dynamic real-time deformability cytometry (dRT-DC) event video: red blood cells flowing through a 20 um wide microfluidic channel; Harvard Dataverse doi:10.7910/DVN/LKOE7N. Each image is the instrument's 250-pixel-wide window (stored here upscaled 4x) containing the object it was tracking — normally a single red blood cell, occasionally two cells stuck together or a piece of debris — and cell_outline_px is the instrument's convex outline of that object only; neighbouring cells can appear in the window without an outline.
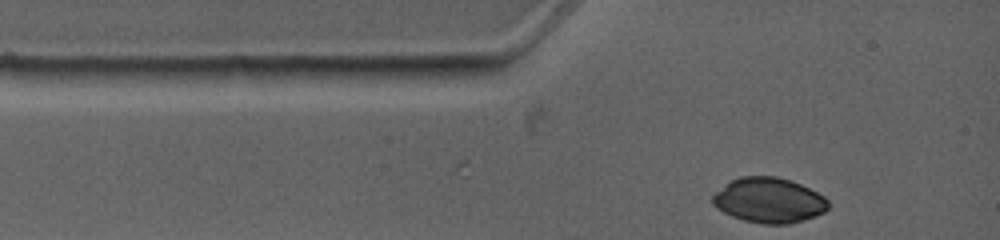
{"species": "common noctule bat (a hibernating species)", "species_latin": "Nyctalus noctula", "temperature_condition": "warm", "stored_images_in_passage": 4, "camera_frame_rate_fps": 4500, "um_per_image_px": 0.085, "animal": {"sex": "female", "body_mass_g": 19.0, "forearm_length_mm": 53.3}, "frame": {"image": 1, "passage_image": 1, "time_ms": 0.0, "image_size_px": [1000, 240], "cell_outline_px": [[828, 208], [824, 212], [816, 216], [804, 220], [788, 224], [764, 224], [744, 220], [732, 216], [716, 208], [712, 204], [712, 196], [716, 192], [732, 180], [740, 176], [776, 176], [800, 184], [824, 196], [828, 200]], "centroid_in_image_um": [65.36, 17.03], "position_along_channel_um": 19.6, "area_um2": 30.23}}